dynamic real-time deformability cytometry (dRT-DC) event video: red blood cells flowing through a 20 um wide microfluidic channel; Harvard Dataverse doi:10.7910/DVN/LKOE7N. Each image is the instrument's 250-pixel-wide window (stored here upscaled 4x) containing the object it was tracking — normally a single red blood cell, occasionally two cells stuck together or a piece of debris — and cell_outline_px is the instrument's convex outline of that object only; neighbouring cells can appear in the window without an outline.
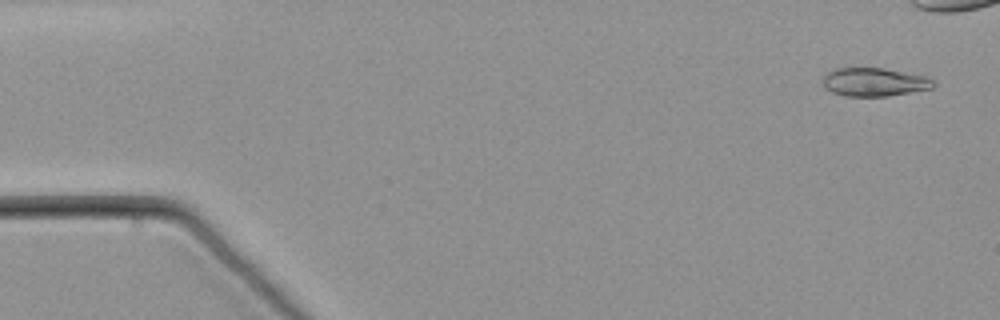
{"species": "common noctule bat (a hibernating species)", "species_latin": "Nyctalus noctula", "temperature_condition": "warm", "stored_images_in_passage": 48, "camera_frame_rate_fps": 3000, "um_per_image_px": 0.085, "animal": {"sex": "male", "body_mass_g": 21.5, "forearm_length_mm": 52.0}, "frame": {"image": 1, "passage_image": 3, "time_ms": 0.667, "image_size_px": [1000, 320], "cell_outline_px": [[936, 84], [932, 88], [888, 96], [844, 96], [832, 92], [824, 88], [824, 76], [828, 72], [836, 68], [884, 68], [924, 76], [932, 80]], "centroid_in_image_um": [74.3, 6.98], "position_along_channel_um": 10.7, "area_um2": 18.15}}
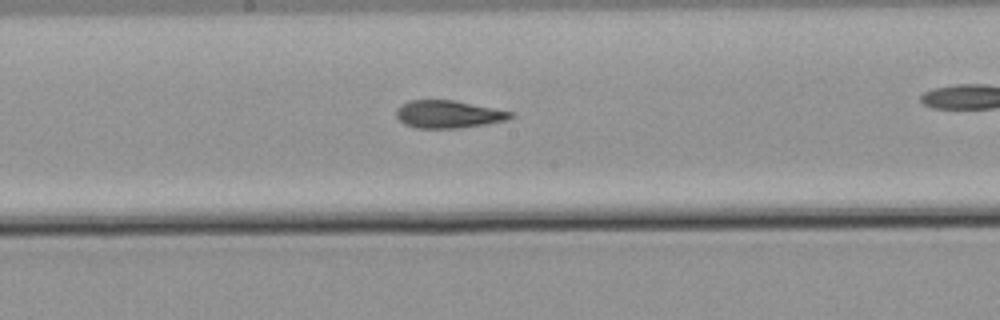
{"frame": {"image": 2, "passage_image": 32, "time_ms": 10.333, "image_size_px": [1000, 320], "cell_outline_px": [[516, 116], [508, 120], [484, 124], [456, 128], [416, 128], [404, 124], [396, 116], [396, 112], [408, 100], [452, 100], [512, 112]], "centroid_in_image_um": [38.12, 9.72], "position_along_channel_um": 210.1, "area_um2": 18.09}}
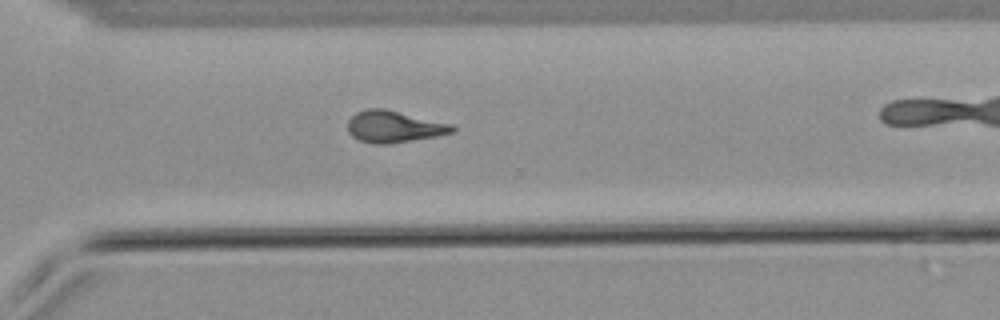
{"frame": {"image": 3, "passage_image": 43, "time_ms": 14.0, "image_size_px": [1000, 320], "cell_outline_px": [[456, 128], [452, 132], [436, 136], [388, 144], [372, 144], [360, 140], [352, 136], [348, 132], [348, 120], [356, 112], [368, 108], [384, 108], [452, 124]], "centroid_in_image_um": [33.46, 10.76], "position_along_channel_um": 337.1, "area_um2": 19.25}}